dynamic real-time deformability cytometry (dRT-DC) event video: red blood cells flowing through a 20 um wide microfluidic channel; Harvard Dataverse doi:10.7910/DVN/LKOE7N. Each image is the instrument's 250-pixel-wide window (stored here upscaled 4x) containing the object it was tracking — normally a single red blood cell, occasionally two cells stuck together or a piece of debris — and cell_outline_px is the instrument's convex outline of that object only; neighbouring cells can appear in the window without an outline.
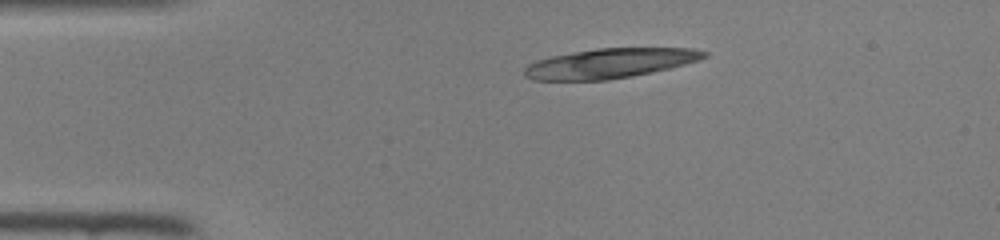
{"species": "common noctule bat (a hibernating species)", "species_latin": "Nyctalus noctula", "temperature_condition": "room temperature", "stored_images_in_passage": 40, "camera_frame_rate_fps": 3000, "um_per_image_px": 0.085, "animal": {"sex": "female", "body_mass_g": 22.0, "forearm_length_mm": 56.7}, "frame": {"image": 1, "passage_image": 2, "time_ms": 0.333, "image_size_px": [1000, 240], "cell_outline_px": [[708, 56], [700, 60], [668, 68], [632, 76], [608, 80], [532, 80], [524, 76], [524, 68], [528, 64], [536, 60], [552, 56], [596, 48], [692, 48], [708, 52]], "centroid_in_image_um": [51.82, 5.38], "position_along_channel_um": 33.2, "area_um2": 31.04}}
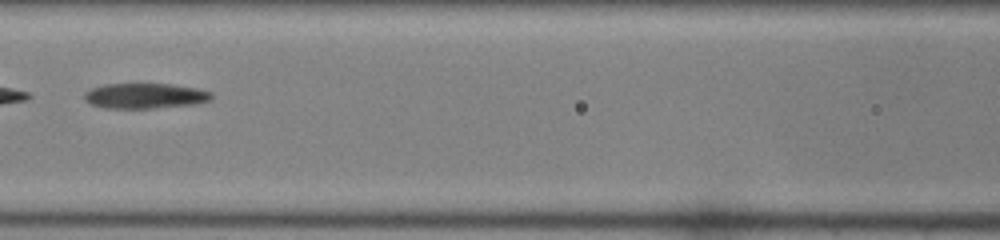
{"frame": {"image": 2, "passage_image": 14, "time_ms": 4.333, "image_size_px": [1000, 240], "cell_outline_px": [[212, 96], [208, 100], [192, 104], [152, 108], [104, 108], [92, 104], [84, 100], [84, 92], [92, 88], [104, 84], [172, 84], [196, 88], [212, 92]], "centroid_in_image_um": [12.28, 8.14], "position_along_channel_um": 154.3, "area_um2": 18.55}}
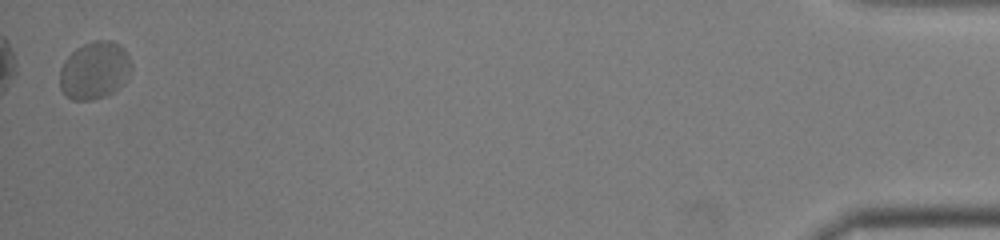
{"frame": {"image": 3, "passage_image": 40, "time_ms": 13.0, "image_size_px": [1000, 240], "cell_outline_px": [[132, 68], [128, 80], [124, 84], [112, 92], [104, 96], [92, 100], [72, 100], [60, 88], [60, 68], [64, 60], [76, 48], [92, 40], [112, 40], [120, 44], [124, 48], [132, 64]], "centroid_in_image_um": [8.06, 5.96], "position_along_channel_um": 427.1, "area_um2": 24.28}}